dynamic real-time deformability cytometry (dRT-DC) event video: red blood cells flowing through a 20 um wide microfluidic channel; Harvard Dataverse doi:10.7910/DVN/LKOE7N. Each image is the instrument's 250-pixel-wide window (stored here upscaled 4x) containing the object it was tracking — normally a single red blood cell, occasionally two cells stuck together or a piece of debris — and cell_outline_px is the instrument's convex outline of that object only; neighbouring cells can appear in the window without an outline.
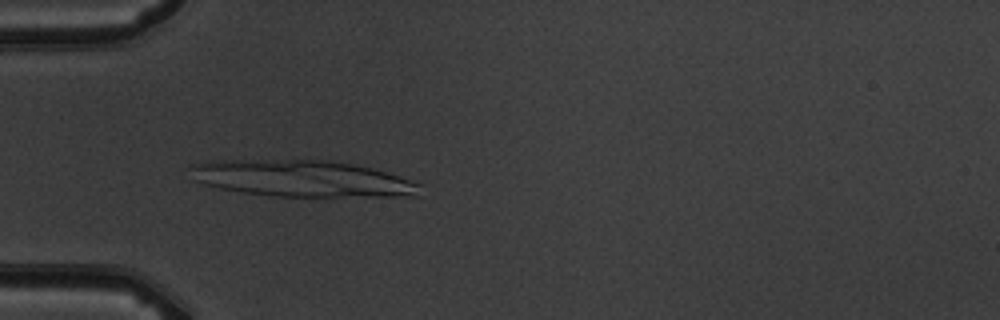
{"species": "common noctule bat (a hibernating species)", "species_latin": "Nyctalus noctula", "temperature_condition": "warm", "stored_images_in_passage": 4, "camera_frame_rate_fps": 3000, "um_per_image_px": 0.085, "animal": {"sex": "male", "body_mass_g": 19.5, "forearm_length_mm": 54.6}, "frame": {"image": 1, "passage_image": 4, "time_ms": 3.333, "image_size_px": [1000, 320], "cell_outline_px": [[420, 196], [272, 196], [244, 192], [220, 188], [204, 184], [196, 180], [192, 168], [192, 164], [224, 160], [324, 160], [352, 164], [372, 168], [420, 184]], "centroid_in_image_um": [25.71, 15.18], "position_along_channel_um": 59.3, "area_um2": 47.97}}